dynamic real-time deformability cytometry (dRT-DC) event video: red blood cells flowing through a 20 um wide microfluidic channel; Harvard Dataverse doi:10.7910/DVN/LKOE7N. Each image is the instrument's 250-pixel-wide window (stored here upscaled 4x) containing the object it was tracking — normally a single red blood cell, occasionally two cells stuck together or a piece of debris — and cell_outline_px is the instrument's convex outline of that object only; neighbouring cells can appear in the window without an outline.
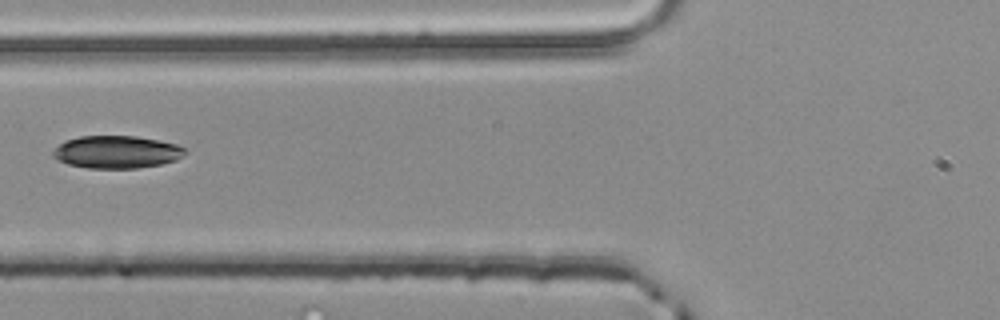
{"species": "common noctule bat (a hibernating species)", "species_latin": "Nyctalus noctula", "temperature_condition": "room temperature", "stored_images_in_passage": 5, "camera_frame_rate_fps": 3000, "um_per_image_px": 0.085, "animal": {"sex": "male", "body_mass_g": 20.4}, "frame": {"image": 1, "passage_image": 5, "time_ms": 1.333, "image_size_px": [1000, 320], "cell_outline_px": [[188, 152], [176, 160], [160, 164], [136, 168], [88, 168], [68, 164], [52, 156], [52, 152], [64, 140], [80, 136], [136, 136], [176, 144], [184, 148]], "centroid_in_image_um": [9.91, 12.92], "position_along_channel_um": 115.9, "area_um2": 24.91}}